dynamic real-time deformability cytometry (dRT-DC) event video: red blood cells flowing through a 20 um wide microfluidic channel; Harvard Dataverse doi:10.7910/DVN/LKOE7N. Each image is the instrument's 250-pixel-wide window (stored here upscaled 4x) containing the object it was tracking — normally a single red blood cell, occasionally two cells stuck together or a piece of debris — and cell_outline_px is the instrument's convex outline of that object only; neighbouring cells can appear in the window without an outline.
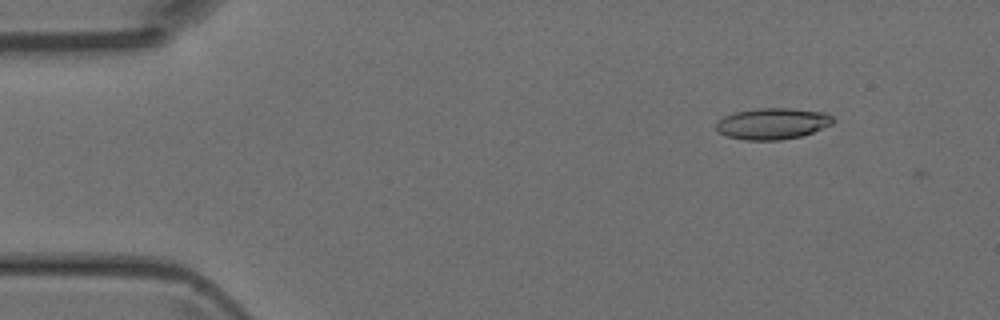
{"species": "Egyptian fruit bat (a non-hibernating species)", "species_latin": "Rousettus aegyptiacus", "temperature_condition": "room temperature", "stored_images_in_passage": 3, "camera_frame_rate_fps": 3000, "um_per_image_px": 0.085, "animal": {"sex": "female"}, "frame": {"image": 1, "passage_image": 1, "time_ms": 0.0, "image_size_px": [1000, 320], "cell_outline_px": [[836, 120], [832, 124], [812, 132], [800, 136], [780, 140], [744, 140], [728, 136], [716, 132], [716, 120], [724, 116], [736, 112], [756, 108], [792, 108], [828, 112]], "centroid_in_image_um": [65.66, 10.5], "position_along_channel_um": 19.3, "area_um2": 21.56}}